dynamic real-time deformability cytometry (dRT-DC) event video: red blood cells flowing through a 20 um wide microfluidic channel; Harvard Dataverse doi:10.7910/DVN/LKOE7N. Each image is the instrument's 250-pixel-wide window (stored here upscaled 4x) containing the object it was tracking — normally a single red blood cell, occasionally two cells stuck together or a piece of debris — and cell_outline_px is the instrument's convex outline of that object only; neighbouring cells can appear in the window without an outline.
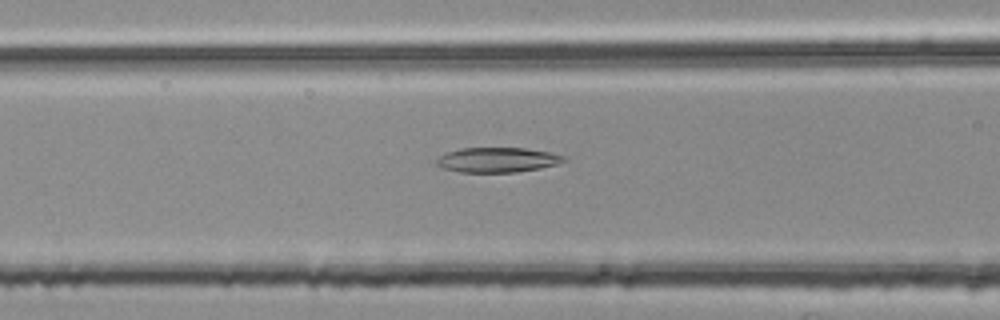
{"species": "common noctule bat (a hibernating species)", "species_latin": "Nyctalus noctula", "temperature_condition": "room temperature", "stored_images_in_passage": 41, "camera_frame_rate_fps": 3000, "um_per_image_px": 0.085, "animal": {"sex": "female", "body_mass_g": 25.1}, "frame": {"image": 1, "passage_image": 9, "time_ms": 2.667, "image_size_px": [1000, 320], "cell_outline_px": [[568, 156], [564, 160], [556, 164], [540, 168], [516, 172], [460, 172], [444, 168], [436, 164], [436, 160], [440, 156], [448, 152], [460, 148], [524, 148], [548, 152]], "centroid_in_image_um": [42.28, 13.59], "position_along_channel_um": 124.3, "area_um2": 18.26}}
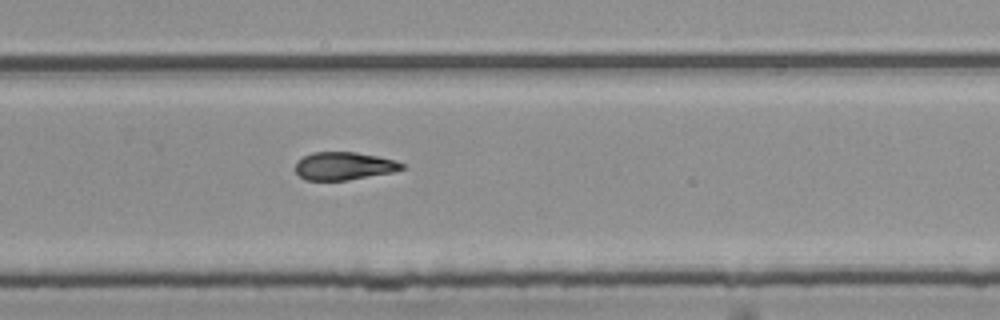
{"frame": {"image": 2, "passage_image": 23, "time_ms": 7.333, "image_size_px": [1000, 320], "cell_outline_px": [[408, 168], [392, 172], [348, 180], [304, 180], [296, 172], [296, 164], [304, 156], [312, 152], [356, 152], [396, 160], [404, 164]], "centroid_in_image_um": [29.27, 14.11], "position_along_channel_um": 300.5, "area_um2": 17.28}}
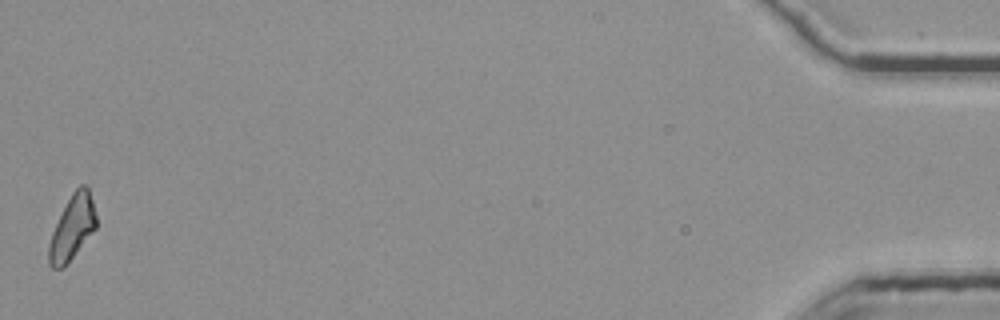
{"frame": {"image": 3, "passage_image": 41, "time_ms": 13.333, "image_size_px": [1000, 320], "cell_outline_px": [[96, 228], [64, 268], [52, 268], [48, 264], [48, 244], [52, 232], [72, 192], [80, 184], [84, 184], [88, 188], [92, 200], [96, 216]], "centroid_in_image_um": [6.13, 19.38], "position_along_channel_um": 429.1, "area_um2": 17.57}, "authors_computed_cell_mechanics": {"area_um2": 17.918, "velocity_mm_per_s": 3.7895, "shape_relaxation_time_tau1_ms": null, "shape_relaxation_time_tau2_ms": 10.2713, "deformation_change_tau1": null, "deformation_change_tau2": 0.2091}}